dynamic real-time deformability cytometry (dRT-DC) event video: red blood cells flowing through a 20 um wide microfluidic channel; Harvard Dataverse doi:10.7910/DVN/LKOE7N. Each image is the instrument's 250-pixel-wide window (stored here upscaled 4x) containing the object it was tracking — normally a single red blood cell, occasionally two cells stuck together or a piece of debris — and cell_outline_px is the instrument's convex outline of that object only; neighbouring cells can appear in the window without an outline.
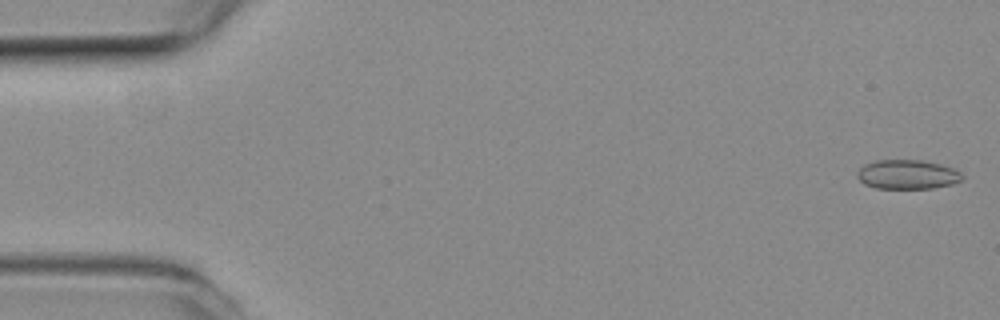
{"species": "common noctule bat (a hibernating species)", "species_latin": "Nyctalus noctula", "temperature_condition": "room temperature", "stored_images_in_passage": 53, "camera_frame_rate_fps": 3000, "um_per_image_px": 0.085, "animal": {"sex": "female", "body_mass_g": 19.3, "forearm_length_mm": 54.1}, "frame": {"image": 1, "passage_image": 1, "time_ms": 0.0, "image_size_px": [1000, 320], "cell_outline_px": [[964, 176], [960, 180], [952, 184], [932, 188], [876, 188], [864, 184], [856, 176], [856, 172], [864, 164], [876, 160], [924, 160], [956, 168]], "centroid_in_image_um": [77.13, 14.82], "position_along_channel_um": 7.9, "area_um2": 18.03}}
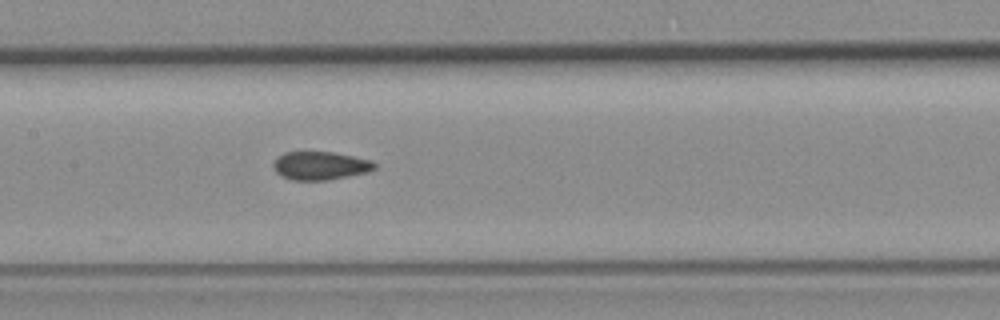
{"frame": {"image": 2, "passage_image": 25, "time_ms": 8.0, "image_size_px": [1000, 320], "cell_outline_px": [[376, 168], [368, 172], [324, 180], [292, 180], [276, 172], [276, 156], [284, 152], [332, 152], [372, 160], [376, 164]], "centroid_in_image_um": [27.26, 14.07], "position_along_channel_um": 180.1, "area_um2": 16.36}}
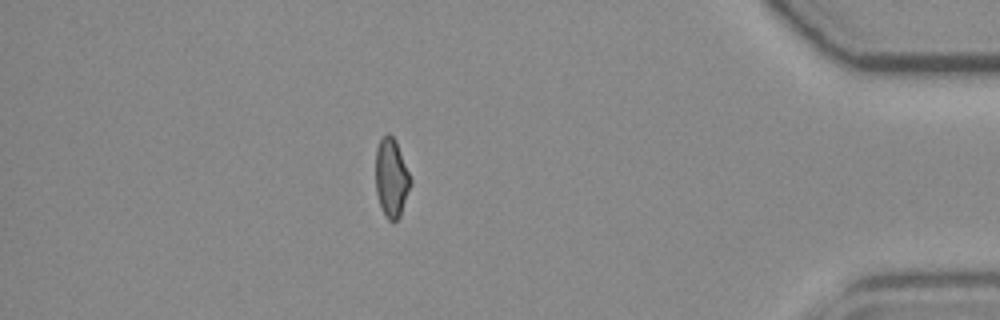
{"frame": {"image": 3, "passage_image": 46, "time_ms": 15.0, "image_size_px": [1000, 320], "cell_outline_px": [[412, 184], [400, 216], [396, 220], [388, 220], [384, 216], [376, 192], [376, 148], [380, 140], [388, 132], [396, 140], [412, 180]], "centroid_in_image_um": [33.28, 15.12], "position_along_channel_um": 401.9, "area_um2": 16.07}, "authors_computed_cell_mechanics": {"area_um2": 17.051, "velocity_mm_per_s": 3.836, "shape_relaxation_time_tau1_ms": null, "shape_relaxation_time_tau2_ms": 2.289, "deformation_change_tau1": null, "deformation_change_tau2": 0.0741}}